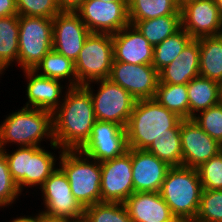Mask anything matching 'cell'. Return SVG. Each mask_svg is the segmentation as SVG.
<instances>
[{"label": "cell", "instance_id": "obj_1", "mask_svg": "<svg viewBox=\"0 0 222 222\" xmlns=\"http://www.w3.org/2000/svg\"><path fill=\"white\" fill-rule=\"evenodd\" d=\"M96 121L93 102L84 86L70 87L52 113L54 143L63 150H78Z\"/></svg>", "mask_w": 222, "mask_h": 222}, {"label": "cell", "instance_id": "obj_2", "mask_svg": "<svg viewBox=\"0 0 222 222\" xmlns=\"http://www.w3.org/2000/svg\"><path fill=\"white\" fill-rule=\"evenodd\" d=\"M20 108L15 112L12 111L8 116L5 115V119L0 122V151L11 145L42 147L41 142L48 143L49 141L51 150L62 152L63 149L54 143L52 112L27 107Z\"/></svg>", "mask_w": 222, "mask_h": 222}, {"label": "cell", "instance_id": "obj_3", "mask_svg": "<svg viewBox=\"0 0 222 222\" xmlns=\"http://www.w3.org/2000/svg\"><path fill=\"white\" fill-rule=\"evenodd\" d=\"M181 120L155 99L137 100L125 128L128 148L146 150L155 138L180 129Z\"/></svg>", "mask_w": 222, "mask_h": 222}, {"label": "cell", "instance_id": "obj_4", "mask_svg": "<svg viewBox=\"0 0 222 222\" xmlns=\"http://www.w3.org/2000/svg\"><path fill=\"white\" fill-rule=\"evenodd\" d=\"M45 146H22L13 151L1 150L7 160L11 177L22 194L29 190L27 188L39 189L59 166L61 152L58 151L57 157L55 151L51 152Z\"/></svg>", "mask_w": 222, "mask_h": 222}, {"label": "cell", "instance_id": "obj_5", "mask_svg": "<svg viewBox=\"0 0 222 222\" xmlns=\"http://www.w3.org/2000/svg\"><path fill=\"white\" fill-rule=\"evenodd\" d=\"M59 167L66 174L74 198L85 208L101 202V163L80 150H63Z\"/></svg>", "mask_w": 222, "mask_h": 222}, {"label": "cell", "instance_id": "obj_6", "mask_svg": "<svg viewBox=\"0 0 222 222\" xmlns=\"http://www.w3.org/2000/svg\"><path fill=\"white\" fill-rule=\"evenodd\" d=\"M202 191L198 170L180 166L168 170L160 194L174 216L195 220Z\"/></svg>", "mask_w": 222, "mask_h": 222}, {"label": "cell", "instance_id": "obj_7", "mask_svg": "<svg viewBox=\"0 0 222 222\" xmlns=\"http://www.w3.org/2000/svg\"><path fill=\"white\" fill-rule=\"evenodd\" d=\"M53 49V18L19 15L18 67L34 70Z\"/></svg>", "mask_w": 222, "mask_h": 222}, {"label": "cell", "instance_id": "obj_8", "mask_svg": "<svg viewBox=\"0 0 222 222\" xmlns=\"http://www.w3.org/2000/svg\"><path fill=\"white\" fill-rule=\"evenodd\" d=\"M113 60L112 34L90 33L75 61L77 87L108 79Z\"/></svg>", "mask_w": 222, "mask_h": 222}, {"label": "cell", "instance_id": "obj_9", "mask_svg": "<svg viewBox=\"0 0 222 222\" xmlns=\"http://www.w3.org/2000/svg\"><path fill=\"white\" fill-rule=\"evenodd\" d=\"M84 87L90 93L96 120L114 122L126 128L137 101L127 90L109 79L93 81Z\"/></svg>", "mask_w": 222, "mask_h": 222}, {"label": "cell", "instance_id": "obj_10", "mask_svg": "<svg viewBox=\"0 0 222 222\" xmlns=\"http://www.w3.org/2000/svg\"><path fill=\"white\" fill-rule=\"evenodd\" d=\"M46 216L73 219L83 216L85 208L74 198L71 186L64 171L58 166L39 188Z\"/></svg>", "mask_w": 222, "mask_h": 222}, {"label": "cell", "instance_id": "obj_11", "mask_svg": "<svg viewBox=\"0 0 222 222\" xmlns=\"http://www.w3.org/2000/svg\"><path fill=\"white\" fill-rule=\"evenodd\" d=\"M75 12L91 33L114 34L129 24L127 1L85 0Z\"/></svg>", "mask_w": 222, "mask_h": 222}, {"label": "cell", "instance_id": "obj_12", "mask_svg": "<svg viewBox=\"0 0 222 222\" xmlns=\"http://www.w3.org/2000/svg\"><path fill=\"white\" fill-rule=\"evenodd\" d=\"M134 192L132 148L121 156L101 162V202L124 203Z\"/></svg>", "mask_w": 222, "mask_h": 222}, {"label": "cell", "instance_id": "obj_13", "mask_svg": "<svg viewBox=\"0 0 222 222\" xmlns=\"http://www.w3.org/2000/svg\"><path fill=\"white\" fill-rule=\"evenodd\" d=\"M78 150L100 163L119 157L128 150L126 129L114 122L96 120L89 139Z\"/></svg>", "mask_w": 222, "mask_h": 222}, {"label": "cell", "instance_id": "obj_14", "mask_svg": "<svg viewBox=\"0 0 222 222\" xmlns=\"http://www.w3.org/2000/svg\"><path fill=\"white\" fill-rule=\"evenodd\" d=\"M108 79L127 90L136 100L154 99L159 74L152 65L113 61Z\"/></svg>", "mask_w": 222, "mask_h": 222}, {"label": "cell", "instance_id": "obj_15", "mask_svg": "<svg viewBox=\"0 0 222 222\" xmlns=\"http://www.w3.org/2000/svg\"><path fill=\"white\" fill-rule=\"evenodd\" d=\"M182 166L197 169L220 152V144L193 119L180 122Z\"/></svg>", "mask_w": 222, "mask_h": 222}, {"label": "cell", "instance_id": "obj_16", "mask_svg": "<svg viewBox=\"0 0 222 222\" xmlns=\"http://www.w3.org/2000/svg\"><path fill=\"white\" fill-rule=\"evenodd\" d=\"M90 33L75 11H61L53 18V50L75 63Z\"/></svg>", "mask_w": 222, "mask_h": 222}, {"label": "cell", "instance_id": "obj_17", "mask_svg": "<svg viewBox=\"0 0 222 222\" xmlns=\"http://www.w3.org/2000/svg\"><path fill=\"white\" fill-rule=\"evenodd\" d=\"M182 28L193 38L222 34V17L215 0H194L180 8Z\"/></svg>", "mask_w": 222, "mask_h": 222}, {"label": "cell", "instance_id": "obj_18", "mask_svg": "<svg viewBox=\"0 0 222 222\" xmlns=\"http://www.w3.org/2000/svg\"><path fill=\"white\" fill-rule=\"evenodd\" d=\"M22 72L27 81L25 86L27 101L23 107L43 109L53 113L62 103L63 95L70 87L60 80L41 76L34 70Z\"/></svg>", "mask_w": 222, "mask_h": 222}, {"label": "cell", "instance_id": "obj_19", "mask_svg": "<svg viewBox=\"0 0 222 222\" xmlns=\"http://www.w3.org/2000/svg\"><path fill=\"white\" fill-rule=\"evenodd\" d=\"M171 167L154 154L132 148V181L134 192H160Z\"/></svg>", "mask_w": 222, "mask_h": 222}, {"label": "cell", "instance_id": "obj_20", "mask_svg": "<svg viewBox=\"0 0 222 222\" xmlns=\"http://www.w3.org/2000/svg\"><path fill=\"white\" fill-rule=\"evenodd\" d=\"M112 41L113 61L152 65L154 47L134 25L129 23L117 33L112 34Z\"/></svg>", "mask_w": 222, "mask_h": 222}, {"label": "cell", "instance_id": "obj_21", "mask_svg": "<svg viewBox=\"0 0 222 222\" xmlns=\"http://www.w3.org/2000/svg\"><path fill=\"white\" fill-rule=\"evenodd\" d=\"M123 204L132 222H167L174 216L160 192H133Z\"/></svg>", "mask_w": 222, "mask_h": 222}, {"label": "cell", "instance_id": "obj_22", "mask_svg": "<svg viewBox=\"0 0 222 222\" xmlns=\"http://www.w3.org/2000/svg\"><path fill=\"white\" fill-rule=\"evenodd\" d=\"M199 62V42L192 39L172 63L158 72V83L188 84L199 76Z\"/></svg>", "mask_w": 222, "mask_h": 222}, {"label": "cell", "instance_id": "obj_23", "mask_svg": "<svg viewBox=\"0 0 222 222\" xmlns=\"http://www.w3.org/2000/svg\"><path fill=\"white\" fill-rule=\"evenodd\" d=\"M189 119L220 103L219 82L198 76L187 84Z\"/></svg>", "mask_w": 222, "mask_h": 222}, {"label": "cell", "instance_id": "obj_24", "mask_svg": "<svg viewBox=\"0 0 222 222\" xmlns=\"http://www.w3.org/2000/svg\"><path fill=\"white\" fill-rule=\"evenodd\" d=\"M200 47L199 76L217 82L222 80V34L198 39Z\"/></svg>", "mask_w": 222, "mask_h": 222}, {"label": "cell", "instance_id": "obj_25", "mask_svg": "<svg viewBox=\"0 0 222 222\" xmlns=\"http://www.w3.org/2000/svg\"><path fill=\"white\" fill-rule=\"evenodd\" d=\"M19 15L0 17V67L7 71L14 63L18 67Z\"/></svg>", "mask_w": 222, "mask_h": 222}, {"label": "cell", "instance_id": "obj_26", "mask_svg": "<svg viewBox=\"0 0 222 222\" xmlns=\"http://www.w3.org/2000/svg\"><path fill=\"white\" fill-rule=\"evenodd\" d=\"M39 75L77 87L75 63L55 50L49 51L34 69Z\"/></svg>", "mask_w": 222, "mask_h": 222}, {"label": "cell", "instance_id": "obj_27", "mask_svg": "<svg viewBox=\"0 0 222 222\" xmlns=\"http://www.w3.org/2000/svg\"><path fill=\"white\" fill-rule=\"evenodd\" d=\"M129 23L160 16L181 15L176 0H127Z\"/></svg>", "mask_w": 222, "mask_h": 222}, {"label": "cell", "instance_id": "obj_28", "mask_svg": "<svg viewBox=\"0 0 222 222\" xmlns=\"http://www.w3.org/2000/svg\"><path fill=\"white\" fill-rule=\"evenodd\" d=\"M133 25L153 47L182 28L181 15L160 16L137 21Z\"/></svg>", "mask_w": 222, "mask_h": 222}, {"label": "cell", "instance_id": "obj_29", "mask_svg": "<svg viewBox=\"0 0 222 222\" xmlns=\"http://www.w3.org/2000/svg\"><path fill=\"white\" fill-rule=\"evenodd\" d=\"M154 99L182 119H189L187 84L158 83Z\"/></svg>", "mask_w": 222, "mask_h": 222}, {"label": "cell", "instance_id": "obj_30", "mask_svg": "<svg viewBox=\"0 0 222 222\" xmlns=\"http://www.w3.org/2000/svg\"><path fill=\"white\" fill-rule=\"evenodd\" d=\"M146 151L154 154L170 167L182 166L180 129H170V134L155 138Z\"/></svg>", "mask_w": 222, "mask_h": 222}, {"label": "cell", "instance_id": "obj_31", "mask_svg": "<svg viewBox=\"0 0 222 222\" xmlns=\"http://www.w3.org/2000/svg\"><path fill=\"white\" fill-rule=\"evenodd\" d=\"M193 38L181 28L154 47L152 66L159 72L172 63Z\"/></svg>", "mask_w": 222, "mask_h": 222}, {"label": "cell", "instance_id": "obj_32", "mask_svg": "<svg viewBox=\"0 0 222 222\" xmlns=\"http://www.w3.org/2000/svg\"><path fill=\"white\" fill-rule=\"evenodd\" d=\"M89 222H132L123 203L100 202L85 207Z\"/></svg>", "mask_w": 222, "mask_h": 222}, {"label": "cell", "instance_id": "obj_33", "mask_svg": "<svg viewBox=\"0 0 222 222\" xmlns=\"http://www.w3.org/2000/svg\"><path fill=\"white\" fill-rule=\"evenodd\" d=\"M197 222H222V190L203 189Z\"/></svg>", "mask_w": 222, "mask_h": 222}, {"label": "cell", "instance_id": "obj_34", "mask_svg": "<svg viewBox=\"0 0 222 222\" xmlns=\"http://www.w3.org/2000/svg\"><path fill=\"white\" fill-rule=\"evenodd\" d=\"M209 136L222 144V103L200 111L192 117Z\"/></svg>", "mask_w": 222, "mask_h": 222}, {"label": "cell", "instance_id": "obj_35", "mask_svg": "<svg viewBox=\"0 0 222 222\" xmlns=\"http://www.w3.org/2000/svg\"><path fill=\"white\" fill-rule=\"evenodd\" d=\"M19 191L17 184L13 181L5 155L0 151V210L11 207L19 201Z\"/></svg>", "mask_w": 222, "mask_h": 222}, {"label": "cell", "instance_id": "obj_36", "mask_svg": "<svg viewBox=\"0 0 222 222\" xmlns=\"http://www.w3.org/2000/svg\"><path fill=\"white\" fill-rule=\"evenodd\" d=\"M18 15L54 18L61 12L56 0H16Z\"/></svg>", "mask_w": 222, "mask_h": 222}, {"label": "cell", "instance_id": "obj_37", "mask_svg": "<svg viewBox=\"0 0 222 222\" xmlns=\"http://www.w3.org/2000/svg\"><path fill=\"white\" fill-rule=\"evenodd\" d=\"M203 189L222 190V153L197 168Z\"/></svg>", "mask_w": 222, "mask_h": 222}, {"label": "cell", "instance_id": "obj_38", "mask_svg": "<svg viewBox=\"0 0 222 222\" xmlns=\"http://www.w3.org/2000/svg\"><path fill=\"white\" fill-rule=\"evenodd\" d=\"M18 15L16 0H0V17Z\"/></svg>", "mask_w": 222, "mask_h": 222}, {"label": "cell", "instance_id": "obj_39", "mask_svg": "<svg viewBox=\"0 0 222 222\" xmlns=\"http://www.w3.org/2000/svg\"><path fill=\"white\" fill-rule=\"evenodd\" d=\"M61 11H75L85 0H56Z\"/></svg>", "mask_w": 222, "mask_h": 222}, {"label": "cell", "instance_id": "obj_40", "mask_svg": "<svg viewBox=\"0 0 222 222\" xmlns=\"http://www.w3.org/2000/svg\"><path fill=\"white\" fill-rule=\"evenodd\" d=\"M37 213L32 215H23V216H17L16 218L10 219V221L7 222H40V211H36Z\"/></svg>", "mask_w": 222, "mask_h": 222}, {"label": "cell", "instance_id": "obj_41", "mask_svg": "<svg viewBox=\"0 0 222 222\" xmlns=\"http://www.w3.org/2000/svg\"><path fill=\"white\" fill-rule=\"evenodd\" d=\"M40 222H68V219L49 217L40 212Z\"/></svg>", "mask_w": 222, "mask_h": 222}, {"label": "cell", "instance_id": "obj_42", "mask_svg": "<svg viewBox=\"0 0 222 222\" xmlns=\"http://www.w3.org/2000/svg\"><path fill=\"white\" fill-rule=\"evenodd\" d=\"M167 222H193V220L186 218V217H182V216H173Z\"/></svg>", "mask_w": 222, "mask_h": 222}, {"label": "cell", "instance_id": "obj_43", "mask_svg": "<svg viewBox=\"0 0 222 222\" xmlns=\"http://www.w3.org/2000/svg\"><path fill=\"white\" fill-rule=\"evenodd\" d=\"M68 222H89V221H88L87 218L83 215V216L78 217V218L70 219V220H68Z\"/></svg>", "mask_w": 222, "mask_h": 222}, {"label": "cell", "instance_id": "obj_44", "mask_svg": "<svg viewBox=\"0 0 222 222\" xmlns=\"http://www.w3.org/2000/svg\"><path fill=\"white\" fill-rule=\"evenodd\" d=\"M215 4L218 7L219 13L222 17V0H215Z\"/></svg>", "mask_w": 222, "mask_h": 222}, {"label": "cell", "instance_id": "obj_45", "mask_svg": "<svg viewBox=\"0 0 222 222\" xmlns=\"http://www.w3.org/2000/svg\"><path fill=\"white\" fill-rule=\"evenodd\" d=\"M190 1H194V0H176V3L181 8L182 6H184L186 3Z\"/></svg>", "mask_w": 222, "mask_h": 222}, {"label": "cell", "instance_id": "obj_46", "mask_svg": "<svg viewBox=\"0 0 222 222\" xmlns=\"http://www.w3.org/2000/svg\"><path fill=\"white\" fill-rule=\"evenodd\" d=\"M219 97L220 102L222 103V80L219 82Z\"/></svg>", "mask_w": 222, "mask_h": 222}, {"label": "cell", "instance_id": "obj_47", "mask_svg": "<svg viewBox=\"0 0 222 222\" xmlns=\"http://www.w3.org/2000/svg\"><path fill=\"white\" fill-rule=\"evenodd\" d=\"M4 74H5V71L0 67V77H2Z\"/></svg>", "mask_w": 222, "mask_h": 222}, {"label": "cell", "instance_id": "obj_48", "mask_svg": "<svg viewBox=\"0 0 222 222\" xmlns=\"http://www.w3.org/2000/svg\"><path fill=\"white\" fill-rule=\"evenodd\" d=\"M104 2L110 1V2H115V1H127V0H103Z\"/></svg>", "mask_w": 222, "mask_h": 222}]
</instances>
